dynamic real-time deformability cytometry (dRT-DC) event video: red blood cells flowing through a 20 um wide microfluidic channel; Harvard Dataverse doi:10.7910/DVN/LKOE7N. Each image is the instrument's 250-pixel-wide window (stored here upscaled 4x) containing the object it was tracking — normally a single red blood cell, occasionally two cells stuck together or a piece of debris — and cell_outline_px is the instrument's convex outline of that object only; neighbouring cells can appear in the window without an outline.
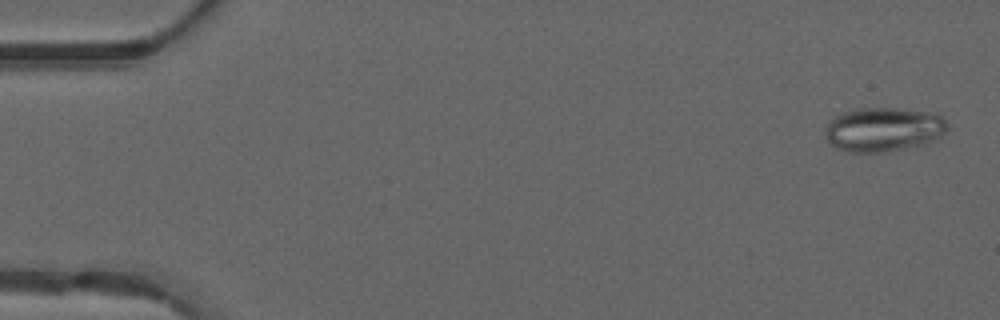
{"species": "common noctule bat (a hibernating species)", "species_latin": "Nyctalus noctula", "temperature_condition": "warm", "stored_images_in_passage": 49, "camera_frame_rate_fps": 3000, "um_per_image_px": 0.085, "animal": {"sex": "male", "forearm_length_mm": 52.5}, "frame": {"image": 1, "passage_image": 2, "time_ms": 0.333, "image_size_px": [1000, 320], "cell_outline_px": [[948, 128], [936, 140], [928, 144], [888, 152], [848, 152], [836, 148], [828, 140], [824, 132], [828, 124], [836, 116], [844, 112], [856, 108], [892, 108], [936, 112], [944, 116], [948, 124]], "centroid_in_image_um": [75.17, 11.0], "position_along_channel_um": 9.8, "area_um2": 31.91}}
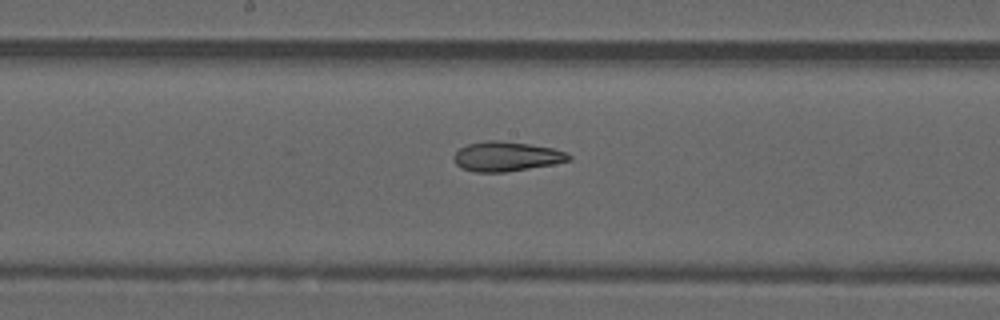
{"frame": {"image": 2, "passage_image": 26, "time_ms": 8.333, "image_size_px": [1000, 320], "cell_outline_px": [[572, 160], [552, 164], [504, 172], [476, 172], [460, 168], [456, 164], [452, 156], [460, 148], [468, 144], [484, 140], [500, 140], [528, 144], [552, 148], [568, 152], [572, 156]], "centroid_in_image_um": [43.03, 13.29], "position_along_channel_um": 205.2, "area_um2": 19.88}}
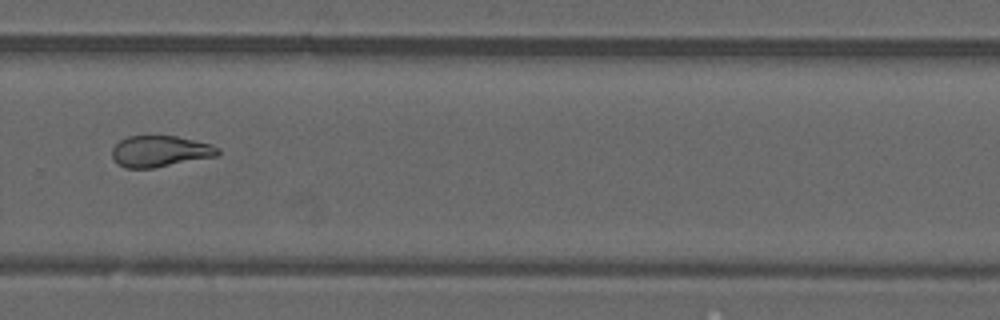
{"frame": {"image": 3, "passage_image": 34, "time_ms": 11.0, "image_size_px": [1000, 320], "cell_outline_px": [[220, 152], [216, 156], [152, 168], [124, 168], [116, 164], [112, 156], [112, 148], [120, 140], [128, 136], [176, 136], [212, 144], [220, 148]], "centroid_in_image_um": [13.58, 12.86], "position_along_channel_um": 316.2, "area_um2": 19.25}, "authors_computed_cell_mechanics": {"area_um2": 21.6172, "velocity_mm_per_s": 4.1854, "shape_relaxation_time_tau1_ms": null, "shape_relaxation_time_tau2_ms": 2.5049, "deformation_change_tau1": null, "deformation_change_tau2": 0.1008}}